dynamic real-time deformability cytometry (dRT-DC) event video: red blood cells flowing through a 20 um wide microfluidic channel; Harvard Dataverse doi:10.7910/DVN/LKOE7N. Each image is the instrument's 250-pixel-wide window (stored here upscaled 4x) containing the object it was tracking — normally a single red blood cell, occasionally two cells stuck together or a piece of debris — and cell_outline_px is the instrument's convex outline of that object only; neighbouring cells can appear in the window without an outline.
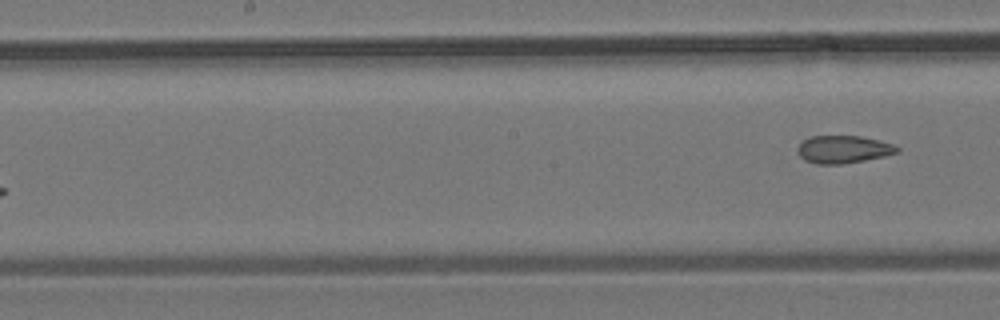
{"species": "common noctule bat (a hibernating species)", "species_latin": "Nyctalus noctula", "temperature_condition": "room temperature", "stored_images_in_passage": 8, "segment_of_instrument_passage": [2, 2], "camera_frame_rate_fps": 3000, "um_per_image_px": 0.085, "animal": {"sex": "male", "body_mass_g": 19.2, "forearm_length_mm": 51.8}, "frame": {"image": 1, "passage_image": 8, "time_ms": 8.333, "image_size_px": [1000, 320], "cell_outline_px": [[900, 152], [884, 156], [864, 160], [840, 164], [816, 164], [804, 160], [796, 152], [796, 148], [804, 140], [812, 136], [860, 136], [880, 140], [892, 144], [900, 148]], "centroid_in_image_um": [71.68, 12.69], "position_along_channel_um": 176.5, "area_um2": 16.07}}